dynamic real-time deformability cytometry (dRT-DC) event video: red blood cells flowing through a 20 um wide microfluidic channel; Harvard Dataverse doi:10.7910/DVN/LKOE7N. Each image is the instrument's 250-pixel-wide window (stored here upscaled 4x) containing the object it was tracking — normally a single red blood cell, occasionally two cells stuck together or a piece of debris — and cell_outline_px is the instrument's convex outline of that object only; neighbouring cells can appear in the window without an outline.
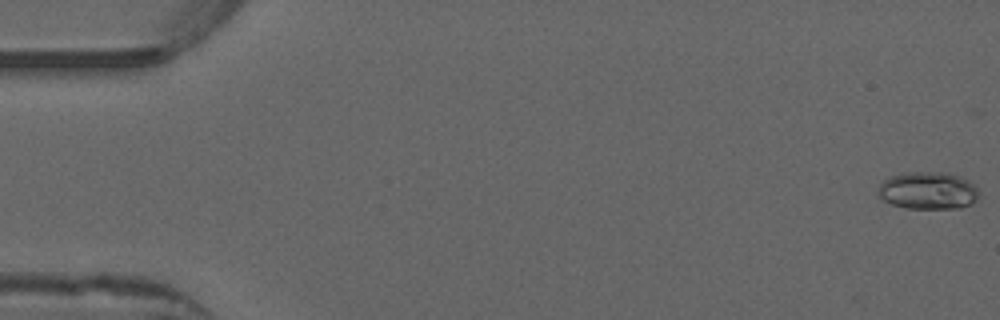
{"species": "common noctule bat (a hibernating species)", "species_latin": "Nyctalus noctula", "temperature_condition": "warm", "stored_images_in_passage": 27, "camera_frame_rate_fps": 3000, "um_per_image_px": 0.085, "animal": {"sex": "male", "forearm_length_mm": 52.5}, "frame": {"image": 1, "passage_image": 1, "time_ms": 0.0, "image_size_px": [1000, 320], "cell_outline_px": [[980, 192], [976, 200], [972, 204], [960, 208], [908, 208], [892, 204], [884, 200], [876, 192], [880, 184], [884, 180], [892, 176], [904, 172], [948, 172], [960, 176], [968, 180]], "centroid_in_image_um": [78.9, 16.19], "position_along_channel_um": 6.1, "area_um2": 22.08}}
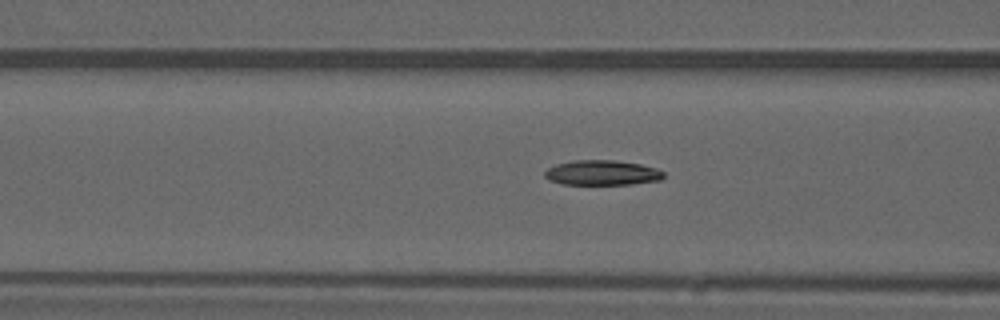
{"frame": {"image": 2, "passage_image": 21, "time_ms": 6.667, "image_size_px": [1000, 320], "cell_outline_px": [[664, 176], [660, 180], [632, 184], [560, 184], [548, 180], [544, 176], [544, 172], [548, 168], [556, 164], [572, 160], [616, 160], [640, 164], [656, 168], [664, 172]], "centroid_in_image_um": [51.15, 14.68], "position_along_channel_um": 115.4, "area_um2": 17.4}}
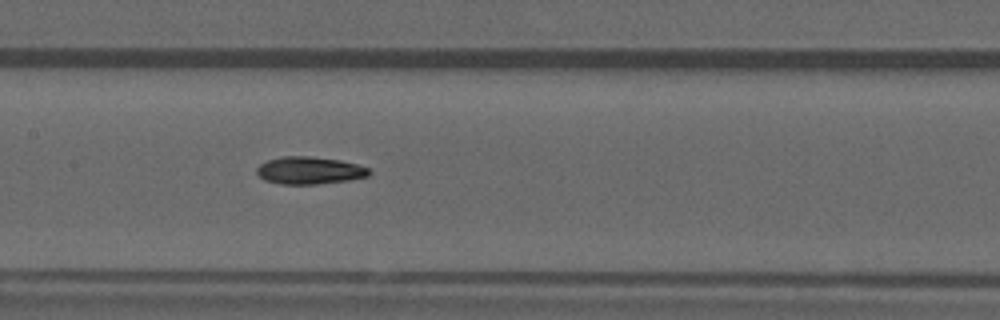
{"frame": {"image": 3, "passage_image": 26, "time_ms": 8.333, "image_size_px": [1000, 320], "cell_outline_px": [[372, 172], [368, 176], [348, 180], [316, 184], [280, 184], [264, 180], [256, 172], [256, 168], [260, 164], [268, 160], [284, 156], [308, 156], [340, 160], [356, 164], [368, 168]], "centroid_in_image_um": [26.29, 14.49], "position_along_channel_um": 181.1, "area_um2": 17.86}}